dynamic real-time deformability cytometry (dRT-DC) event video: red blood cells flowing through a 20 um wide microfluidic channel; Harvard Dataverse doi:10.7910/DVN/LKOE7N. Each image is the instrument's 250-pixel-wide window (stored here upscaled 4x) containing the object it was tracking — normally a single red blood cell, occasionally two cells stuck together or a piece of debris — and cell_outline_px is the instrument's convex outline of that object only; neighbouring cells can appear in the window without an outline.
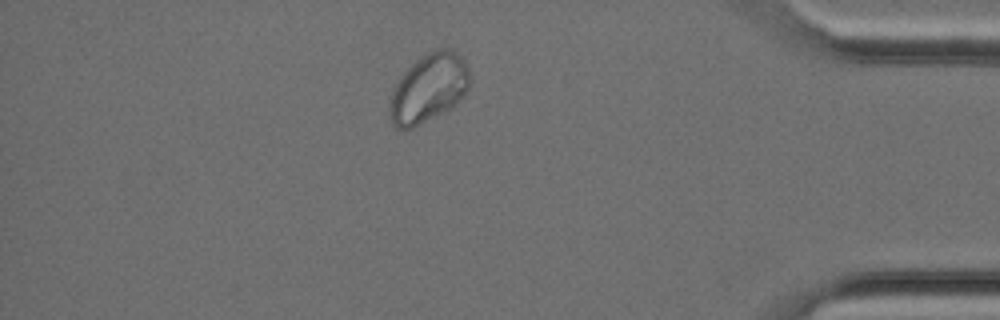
{"species": "Egyptian fruit bat (a non-hibernating species)", "species_latin": "Rousettus aegyptiacus", "temperature_condition": "cold", "stored_images_in_passage": 33, "camera_frame_rate_fps": 3000, "um_per_image_px": 0.085, "animal": {"sex": "female"}, "frame": {"image": 1, "passage_image": 28, "time_ms": 9.0, "image_size_px": [1000, 320], "cell_outline_px": [[472, 80], [464, 96], [452, 108], [412, 128], [396, 128], [392, 124], [388, 116], [388, 104], [392, 88], [400, 76], [420, 56], [436, 48], [448, 48], [456, 52], [464, 60], [468, 68]], "centroid_in_image_um": [36.42, 7.49], "position_along_channel_um": 398.8, "area_um2": 32.6}}